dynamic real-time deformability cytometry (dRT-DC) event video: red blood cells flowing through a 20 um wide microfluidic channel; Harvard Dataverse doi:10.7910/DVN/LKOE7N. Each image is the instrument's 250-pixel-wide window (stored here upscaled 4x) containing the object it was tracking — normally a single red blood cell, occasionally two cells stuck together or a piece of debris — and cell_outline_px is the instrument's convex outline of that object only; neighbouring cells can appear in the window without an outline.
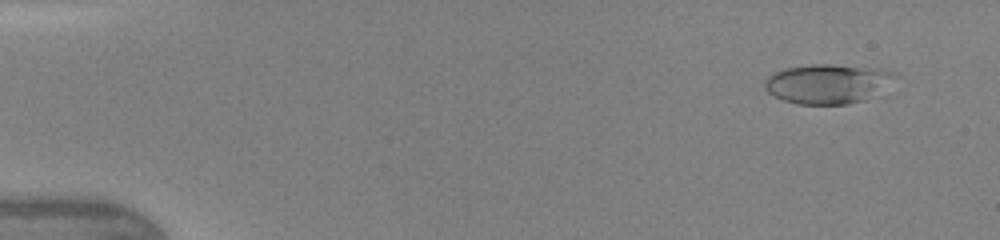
{"species": "human", "species_latin": "Homo sapiens", "temperature_condition": "warm", "stored_images_in_passage": 46, "camera_frame_rate_fps": 3000, "um_per_image_px": 0.085, "donor": {"sex": "female"}, "frame": {"image": 1, "passage_image": 3, "time_ms": 0.667, "image_size_px": [1000, 240], "cell_outline_px": [[896, 76], [864, 100], [848, 104], [796, 104], [784, 100], [768, 92], [764, 88], [764, 80], [772, 72], [784, 68], [812, 64], [828, 64], [880, 68], [892, 72]], "centroid_in_image_um": [70.24, 7.1], "position_along_channel_um": 14.8, "area_um2": 29.54}}
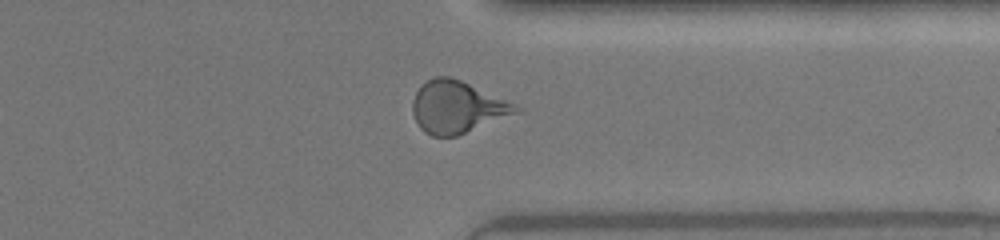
{"frame": {"image": 2, "passage_image": 36, "time_ms": 11.667, "image_size_px": [1000, 240], "cell_outline_px": [[524, 108], [520, 112], [456, 136], [432, 136], [424, 132], [420, 128], [412, 112], [412, 100], [420, 84], [436, 76], [452, 76]], "centroid_in_image_um": [38.84, 9.09], "position_along_channel_um": 372.6, "area_um2": 31.33}}
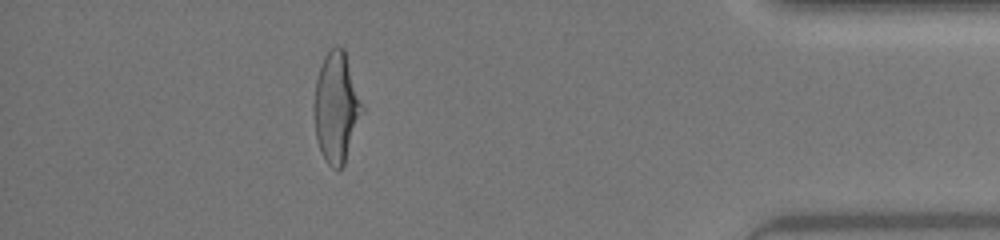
{"frame": {"image": 3, "passage_image": 41, "time_ms": 13.333, "image_size_px": [1000, 240], "cell_outline_px": [[364, 112], [344, 164], [340, 168], [332, 168], [324, 160], [316, 136], [312, 108], [316, 80], [324, 56], [336, 44], [344, 48], [364, 108]], "centroid_in_image_um": [28.59, 9.13], "position_along_channel_um": 406.6, "area_um2": 31.1}, "authors_computed_cell_mechanics": {"area_um2": 29.4491, "velocity_mm_per_s": 4.3971, "shape_relaxation_time_tau1_ms": 4.2008, "shape_relaxation_time_tau2_ms": 0.8847, "deformation_change_tau1": 0.1969, "deformation_change_tau2": 0.0899}}